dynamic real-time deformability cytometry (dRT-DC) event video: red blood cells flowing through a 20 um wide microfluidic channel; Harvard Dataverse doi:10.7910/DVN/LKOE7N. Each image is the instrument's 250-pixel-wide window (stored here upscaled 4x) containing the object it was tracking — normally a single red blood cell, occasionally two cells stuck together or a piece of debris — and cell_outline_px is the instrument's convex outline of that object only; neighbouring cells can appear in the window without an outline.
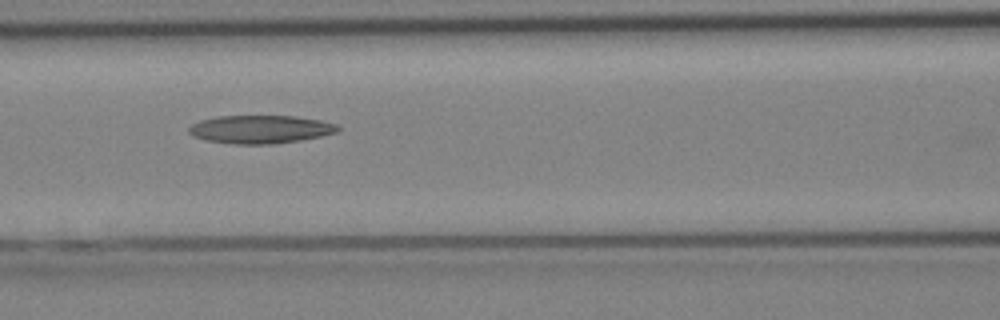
{"species": "Egyptian fruit bat (a non-hibernating species)", "species_latin": "Rousettus aegyptiacus", "temperature_condition": "cold", "stored_images_in_passage": 12, "camera_frame_rate_fps": 3000, "um_per_image_px": 0.085, "animal": {"sex": "female"}, "frame": {"image": 1, "passage_image": 6, "time_ms": 1.667, "image_size_px": [1000, 320], "cell_outline_px": [[340, 128], [336, 132], [320, 136], [300, 140], [272, 144], [236, 144], [208, 140], [192, 136], [188, 132], [188, 128], [192, 124], [200, 120], [216, 116], [296, 116], [320, 120], [336, 124]], "centroid_in_image_um": [22.11, 10.98], "position_along_channel_um": 144.5, "area_um2": 24.33}}